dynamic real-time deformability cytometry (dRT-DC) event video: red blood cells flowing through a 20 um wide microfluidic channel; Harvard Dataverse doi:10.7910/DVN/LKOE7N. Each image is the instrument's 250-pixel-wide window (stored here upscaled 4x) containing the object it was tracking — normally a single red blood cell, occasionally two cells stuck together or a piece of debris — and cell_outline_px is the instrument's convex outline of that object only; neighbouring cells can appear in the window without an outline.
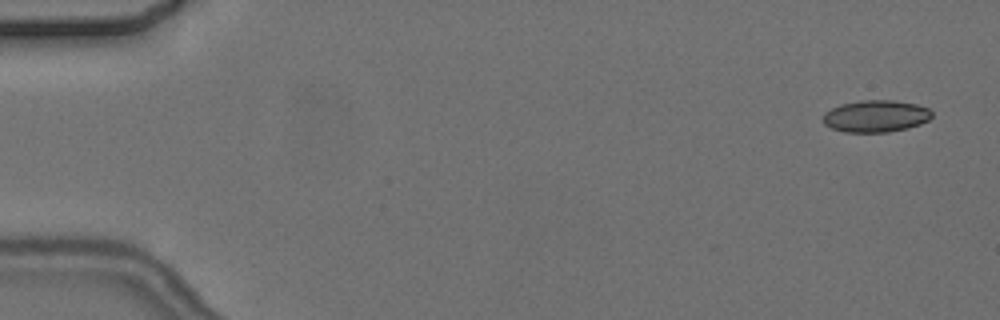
{"species": "common noctule bat (a hibernating species)", "species_latin": "Nyctalus noctula", "temperature_condition": "cold", "stored_images_in_passage": 6, "camera_frame_rate_fps": 3000, "um_per_image_px": 0.085, "animal": {"sex": "female", "body_mass_g": 24.6, "forearm_length_mm": 56.2}, "frame": {"image": 1, "passage_image": 1, "time_ms": 0.0, "image_size_px": [1000, 320], "cell_outline_px": [[932, 116], [928, 120], [920, 124], [908, 128], [888, 132], [844, 132], [832, 128], [824, 124], [824, 112], [840, 104], [860, 100], [896, 100], [916, 104], [928, 108], [932, 112]], "centroid_in_image_um": [74.45, 9.87], "position_along_channel_um": 10.6, "area_um2": 20.35}}